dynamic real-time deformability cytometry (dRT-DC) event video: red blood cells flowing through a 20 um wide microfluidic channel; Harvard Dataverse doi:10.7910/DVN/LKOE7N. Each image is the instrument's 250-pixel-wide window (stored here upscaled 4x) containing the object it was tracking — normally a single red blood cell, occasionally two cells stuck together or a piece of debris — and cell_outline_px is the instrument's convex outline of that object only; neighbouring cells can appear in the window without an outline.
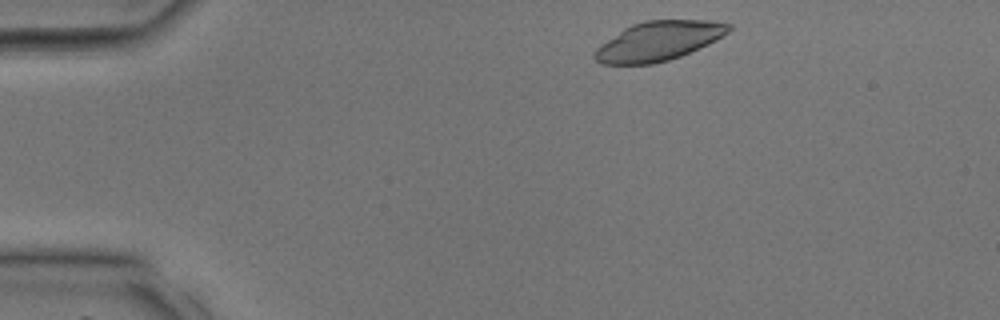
{"species": "common noctule bat (a hibernating species)", "species_latin": "Nyctalus noctula", "temperature_condition": "room temperature", "stored_images_in_passage": 33, "camera_frame_rate_fps": 3000, "um_per_image_px": 0.085, "animal": {"sex": "male", "body_mass_g": 17.9, "forearm_length_mm": 54.2}, "frame": {"image": 1, "passage_image": 2, "time_ms": 0.333, "image_size_px": [1000, 320], "cell_outline_px": [[732, 28], [728, 32], [716, 40], [708, 44], [680, 56], [668, 60], [652, 64], [600, 64], [592, 56], [596, 48], [624, 28], [632, 24], [644, 20], [708, 20], [732, 24]], "centroid_in_image_um": [55.97, 3.48], "position_along_channel_um": 29.0, "area_um2": 30.58}}
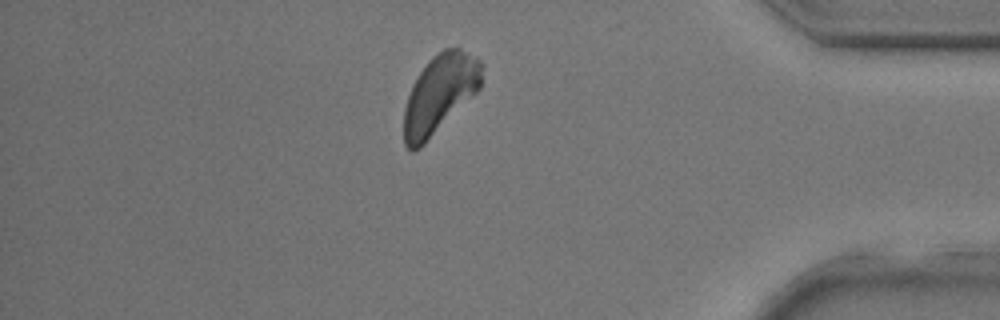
{"frame": {"image": 2, "passage_image": 28, "time_ms": 9.0, "image_size_px": [1000, 320], "cell_outline_px": [[484, 64], [480, 88], [420, 148], [412, 152], [404, 144], [404, 108], [412, 84], [428, 60], [432, 56], [444, 48], [460, 48], [480, 60]], "centroid_in_image_um": [37.37, 7.96], "position_along_channel_um": 397.8, "area_um2": 35.37}}
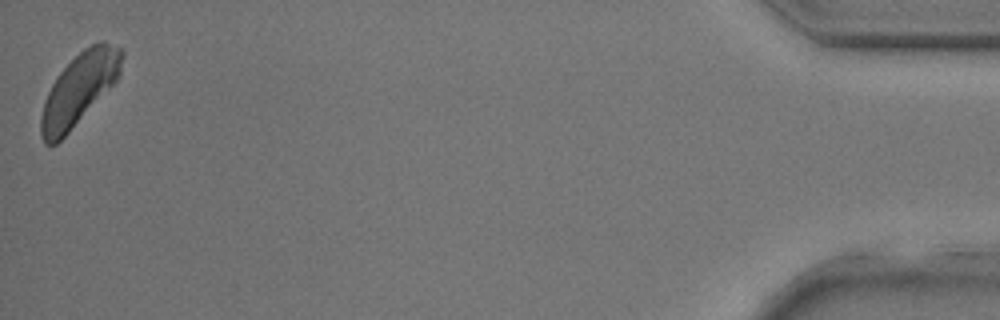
{"frame": {"image": 3, "passage_image": 33, "time_ms": 10.667, "image_size_px": [1000, 320], "cell_outline_px": [[124, 56], [120, 72], [116, 80], [68, 132], [56, 144], [44, 144], [40, 136], [40, 116], [48, 92], [52, 84], [60, 72], [84, 48], [100, 40], [104, 40], [124, 48]], "centroid_in_image_um": [6.74, 7.53], "position_along_channel_um": 428.5, "area_um2": 33.23}}